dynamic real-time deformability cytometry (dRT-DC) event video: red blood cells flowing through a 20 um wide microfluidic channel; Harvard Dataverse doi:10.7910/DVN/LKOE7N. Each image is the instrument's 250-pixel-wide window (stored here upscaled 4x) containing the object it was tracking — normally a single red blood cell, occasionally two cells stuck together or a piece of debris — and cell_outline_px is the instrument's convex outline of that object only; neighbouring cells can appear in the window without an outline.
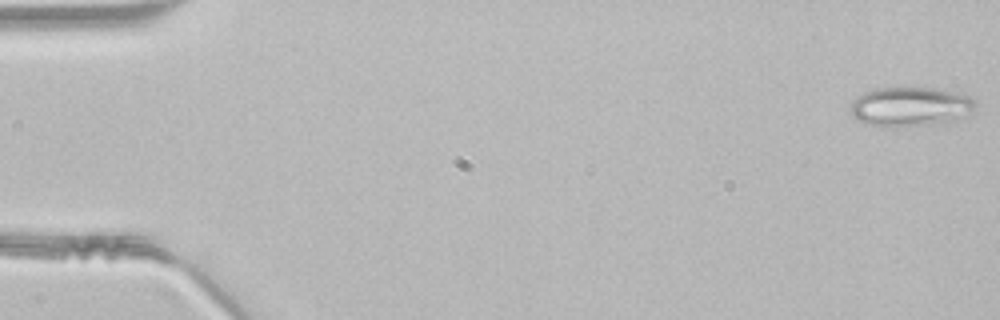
{"species": "common noctule bat (a hibernating species)", "species_latin": "Nyctalus noctula", "temperature_condition": "room temperature", "stored_images_in_passage": 14, "camera_frame_rate_fps": 3000, "um_per_image_px": 0.085, "animal": {"sex": "male", "body_mass_g": 21.5, "forearm_length_mm": 52.0}, "frame": {"image": 1, "passage_image": 1, "time_ms": 0.0, "image_size_px": [1000, 320], "cell_outline_px": [[976, 104], [968, 120], [944, 124], [904, 128], [880, 128], [864, 124], [856, 120], [848, 112], [852, 100], [856, 96], [872, 88], [900, 84], [904, 84], [936, 88], [960, 92], [972, 96], [976, 100]], "centroid_in_image_um": [77.41, 9.07], "position_along_channel_um": 7.6, "area_um2": 31.73}}
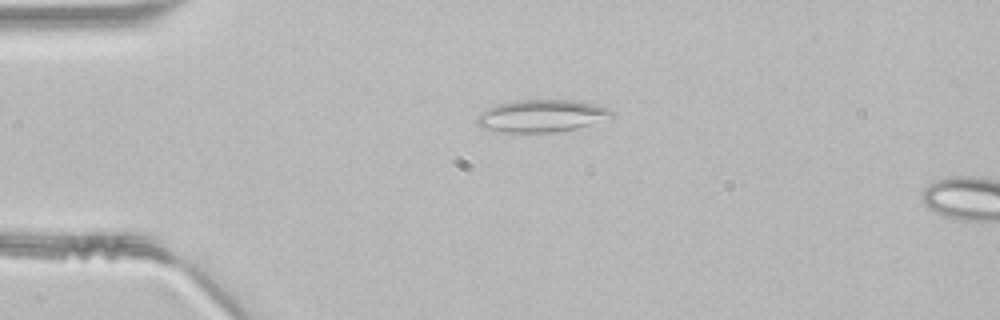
{"frame": {"image": 2, "passage_image": 11, "time_ms": 3.333, "image_size_px": [1000, 320], "cell_outline_px": [[616, 116], [576, 128], [556, 132], [500, 132], [480, 128], [476, 120], [480, 112], [496, 104], [516, 100], [572, 100], [592, 104], [608, 108], [616, 112]], "centroid_in_image_um": [46.01, 9.85], "position_along_channel_um": 39.0, "area_um2": 25.43}}